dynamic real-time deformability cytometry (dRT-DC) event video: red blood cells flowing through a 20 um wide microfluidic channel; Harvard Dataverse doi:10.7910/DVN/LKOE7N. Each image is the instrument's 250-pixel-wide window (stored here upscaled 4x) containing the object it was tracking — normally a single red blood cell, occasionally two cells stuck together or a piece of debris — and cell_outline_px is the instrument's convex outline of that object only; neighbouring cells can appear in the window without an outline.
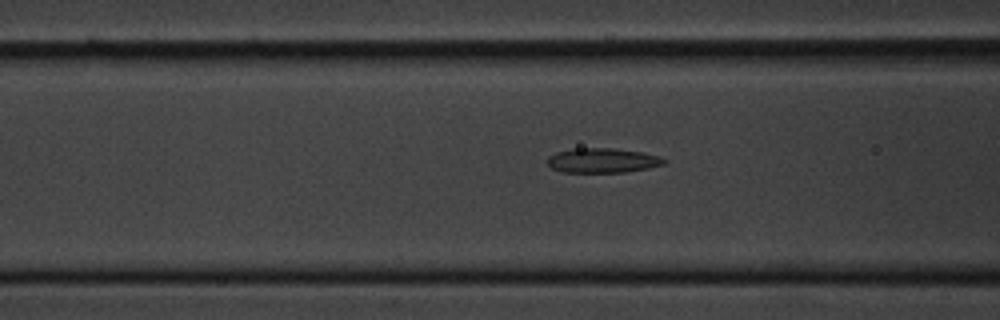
{"species": "common noctule bat (a hibernating species)", "species_latin": "Nyctalus noctula", "temperature_condition": "cold", "stored_images_in_passage": 13, "camera_frame_rate_fps": 3000, "um_per_image_px": 0.085, "animal": {"sex": "male", "body_mass_g": 20.1, "forearm_length_mm": 53.5}, "frame": {"image": 1, "passage_image": 10, "time_ms": 3.0, "image_size_px": [1000, 320], "cell_outline_px": [[668, 160], [664, 164], [648, 168], [624, 172], [560, 172], [552, 168], [544, 160], [548, 156], [556, 152], [576, 148], [616, 148], [640, 152], [660, 156]], "centroid_in_image_um": [51.19, 13.63], "position_along_channel_um": 115.4, "area_um2": 16.88}}